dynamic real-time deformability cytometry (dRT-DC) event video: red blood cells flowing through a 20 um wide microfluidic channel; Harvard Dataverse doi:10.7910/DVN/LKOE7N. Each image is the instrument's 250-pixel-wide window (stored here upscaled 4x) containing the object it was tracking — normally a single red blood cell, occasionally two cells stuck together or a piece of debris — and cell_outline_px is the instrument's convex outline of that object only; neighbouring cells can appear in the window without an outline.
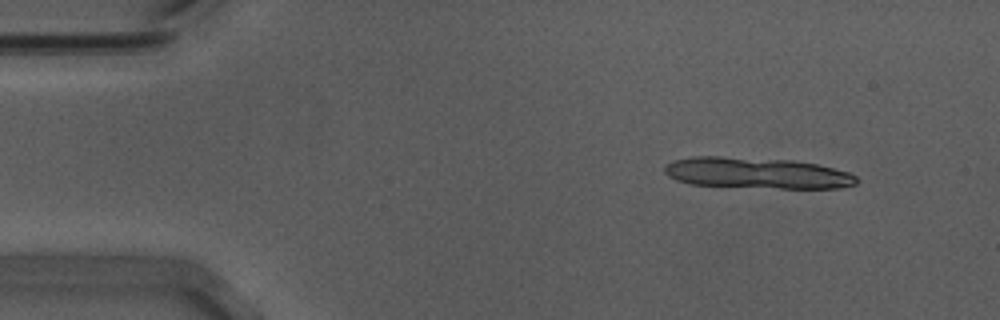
{"species": "Egyptian fruit bat (a non-hibernating species)", "species_latin": "Rousettus aegyptiacus", "temperature_condition": "warm", "stored_images_in_passage": 8, "camera_frame_rate_fps": 3000, "um_per_image_px": 0.085, "animal": {"sex": "male"}, "frame": {"image": 1, "passage_image": 1, "time_ms": 0.0, "image_size_px": [1000, 320], "cell_outline_px": [[860, 180], [856, 184], [840, 188], [780, 188], [692, 184], [676, 180], [668, 176], [664, 172], [664, 164], [672, 160], [692, 156], [720, 156], [792, 160], [816, 164], [848, 172], [856, 176]], "centroid_in_image_um": [64.31, 14.7], "position_along_channel_um": 20.7, "area_um2": 34.8}}